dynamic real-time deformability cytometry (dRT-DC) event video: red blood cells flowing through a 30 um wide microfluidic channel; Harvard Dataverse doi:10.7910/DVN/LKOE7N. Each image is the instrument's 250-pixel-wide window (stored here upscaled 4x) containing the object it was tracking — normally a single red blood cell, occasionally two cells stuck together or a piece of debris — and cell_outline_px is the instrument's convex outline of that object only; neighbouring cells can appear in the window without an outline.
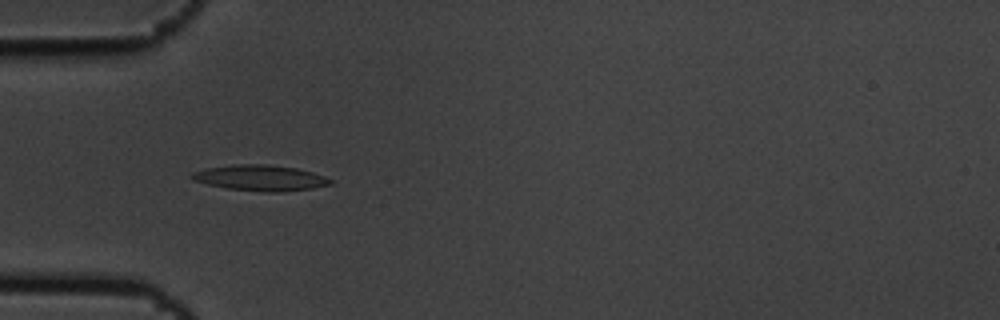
{"species": "common noctule bat (a hibernating species)", "species_latin": "Nyctalus noctula", "temperature_condition": "cold", "stored_images_in_passage": 9, "camera_frame_rate_fps": 3000, "um_per_image_px": 0.085, "animal": {"sex": "male", "body_mass_g": 19.5, "forearm_length_mm": 54.6}, "frame": {"image": 1, "passage_image": 3, "time_ms": 0.667, "image_size_px": [1000, 320], "cell_outline_px": [[332, 184], [312, 188], [276, 192], [264, 192], [228, 188], [208, 184], [192, 180], [188, 176], [192, 172], [208, 168], [232, 164], [268, 164], [296, 168], [312, 172], [324, 176], [332, 180]], "centroid_in_image_um": [22.1, 15.11], "position_along_channel_um": 62.9, "area_um2": 20.69}}
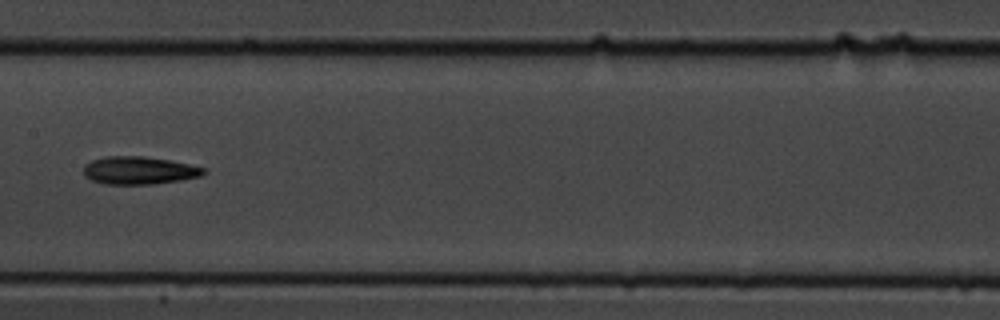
{"frame": {"image": 2, "passage_image": 6, "time_ms": 1.667, "image_size_px": [1000, 320], "cell_outline_px": [[208, 172], [200, 176], [180, 180], [152, 184], [104, 184], [92, 180], [84, 176], [84, 164], [92, 160], [104, 156], [144, 156], [168, 160], [188, 164], [204, 168]], "centroid_in_image_um": [11.79, 14.48], "position_along_channel_um": 195.6, "area_um2": 19.42}}
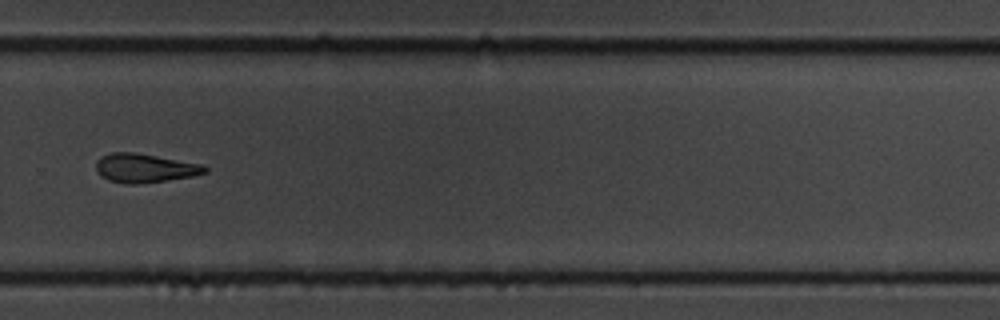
{"frame": {"image": 3, "passage_image": 9, "time_ms": 2.667, "image_size_px": [1000, 320], "cell_outline_px": [[208, 172], [192, 176], [136, 184], [128, 184], [108, 180], [100, 176], [96, 172], [96, 160], [100, 156], [112, 152], [136, 152], [204, 164], [208, 168]], "centroid_in_image_um": [12.29, 14.27], "position_along_channel_um": 317.5, "area_um2": 18.5}}